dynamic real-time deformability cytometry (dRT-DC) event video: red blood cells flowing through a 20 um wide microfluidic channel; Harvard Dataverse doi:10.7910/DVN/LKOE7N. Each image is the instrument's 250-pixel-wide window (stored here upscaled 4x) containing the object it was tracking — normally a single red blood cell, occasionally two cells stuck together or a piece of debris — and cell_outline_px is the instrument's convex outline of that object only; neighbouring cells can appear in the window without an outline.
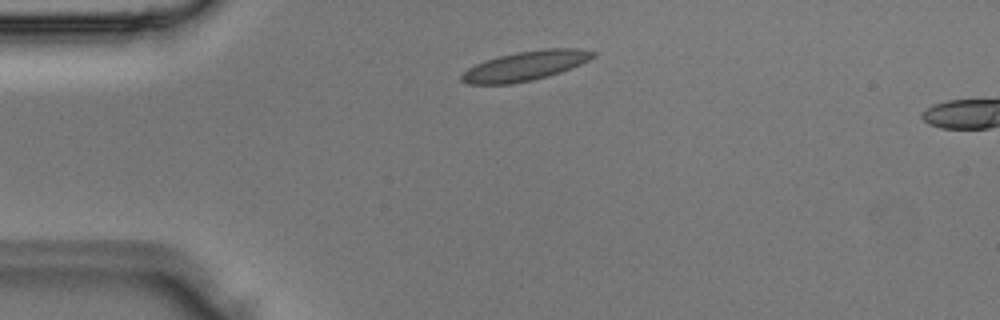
{"species": "Egyptian fruit bat (a non-hibernating species)", "species_latin": "Rousettus aegyptiacus", "temperature_condition": "room temperature", "stored_images_in_passage": 2, "camera_frame_rate_fps": 3000, "um_per_image_px": 0.085, "animal": {"sex": "male"}, "frame": {"image": 1, "passage_image": 1, "time_ms": 0.0, "image_size_px": [1000, 320], "cell_outline_px": [[596, 56], [572, 68], [548, 76], [532, 80], [512, 84], [468, 84], [460, 80], [460, 76], [468, 68], [484, 60], [516, 52], [544, 48], [580, 48], [596, 52]], "centroid_in_image_um": [44.66, 5.59], "position_along_channel_um": 40.3, "area_um2": 22.66}}